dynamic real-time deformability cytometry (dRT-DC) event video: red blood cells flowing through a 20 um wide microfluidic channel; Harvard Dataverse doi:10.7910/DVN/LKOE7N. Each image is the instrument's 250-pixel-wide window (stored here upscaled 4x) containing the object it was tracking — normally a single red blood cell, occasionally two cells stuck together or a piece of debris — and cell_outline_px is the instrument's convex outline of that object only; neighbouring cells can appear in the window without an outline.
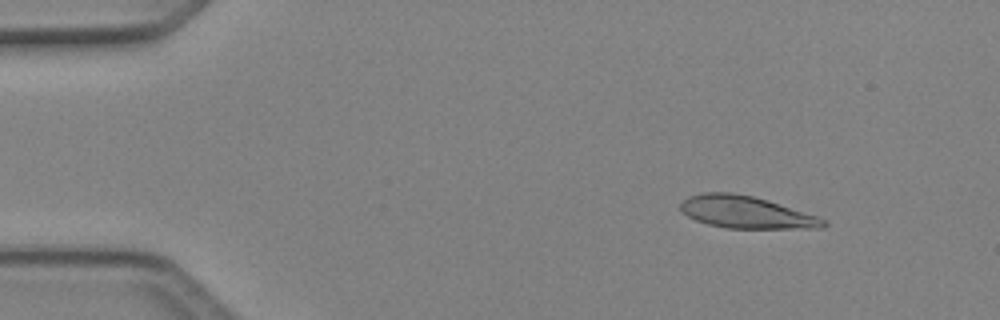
{"species": "Egyptian fruit bat (a non-hibernating species)", "species_latin": "Rousettus aegyptiacus", "temperature_condition": "cold", "stored_images_in_passage": 3, "camera_frame_rate_fps": 3000, "um_per_image_px": 0.085, "animal": {"sex": "female"}, "frame": {"image": 1, "passage_image": 1, "time_ms": 0.0, "image_size_px": [1000, 320], "cell_outline_px": [[828, 224], [824, 228], [724, 228], [708, 224], [696, 220], [680, 212], [680, 204], [688, 196], [704, 192], [732, 192], [752, 196], [768, 200], [828, 220]], "centroid_in_image_um": [63.4, 18.04], "position_along_channel_um": 21.6, "area_um2": 26.82}}
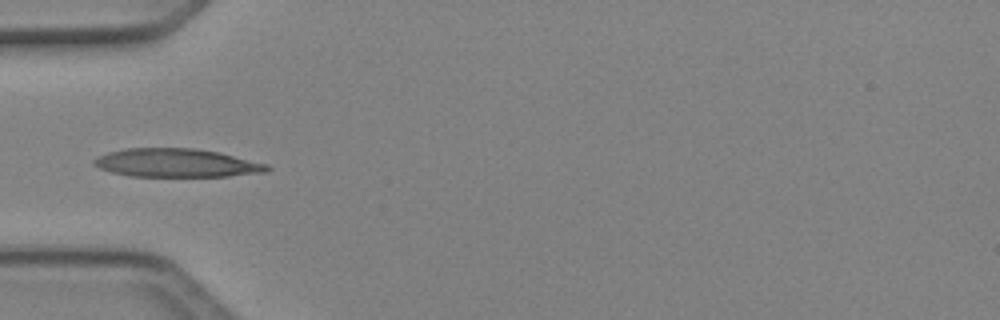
{"frame": {"image": 2, "passage_image": 3, "time_ms": 0.667, "image_size_px": [1000, 320], "cell_outline_px": [[272, 168], [268, 172], [228, 176], [128, 176], [112, 172], [100, 168], [92, 164], [92, 160], [108, 152], [124, 148], [192, 148], [216, 152], [268, 164]], "centroid_in_image_um": [15.0, 13.85], "position_along_channel_um": 70.0, "area_um2": 28.55}}